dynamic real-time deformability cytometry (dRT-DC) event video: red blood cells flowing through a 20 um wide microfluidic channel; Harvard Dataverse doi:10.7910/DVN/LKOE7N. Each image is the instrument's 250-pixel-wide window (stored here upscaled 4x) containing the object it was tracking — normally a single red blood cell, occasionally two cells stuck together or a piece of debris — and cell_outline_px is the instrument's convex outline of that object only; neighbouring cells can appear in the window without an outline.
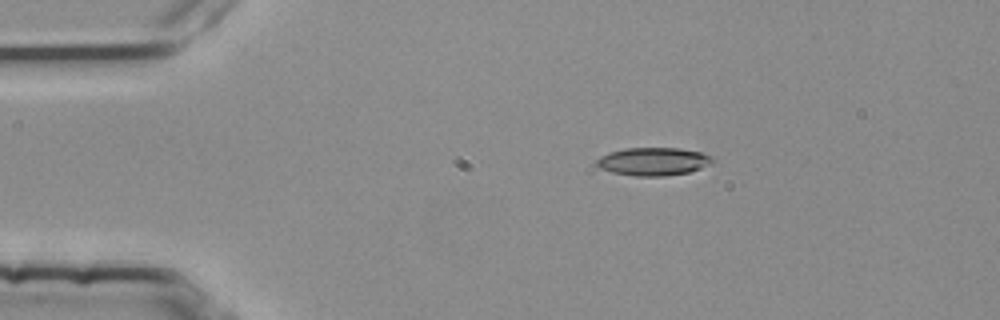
{"species": "common noctule bat (a hibernating species)", "species_latin": "Nyctalus noctula", "temperature_condition": "room temperature", "stored_images_in_passage": 4, "camera_frame_rate_fps": 3000, "um_per_image_px": 0.085, "animal": {"sex": "female", "body_mass_g": 25.1}, "frame": {"image": 1, "passage_image": 2, "time_ms": 0.333, "image_size_px": [1000, 320], "cell_outline_px": [[716, 160], [700, 168], [688, 172], [664, 176], [636, 176], [612, 172], [600, 168], [596, 164], [596, 160], [600, 156], [608, 152], [624, 148], [680, 148], [700, 152], [712, 156]], "centroid_in_image_um": [55.51, 13.71], "position_along_channel_um": 29.5, "area_um2": 18.9}}
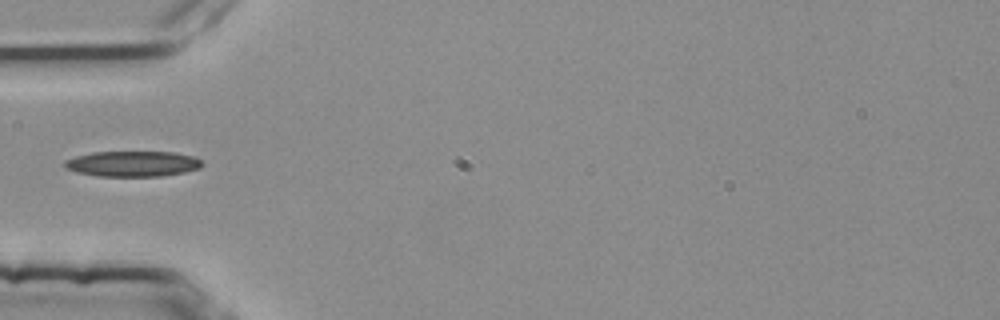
{"frame": {"image": 2, "passage_image": 4, "time_ms": 1.0, "image_size_px": [1000, 320], "cell_outline_px": [[200, 168], [184, 172], [160, 176], [100, 176], [76, 172], [64, 168], [64, 160], [76, 156], [92, 152], [172, 152], [192, 156], [200, 160]], "centroid_in_image_um": [11.21, 13.92], "position_along_channel_um": 73.8, "area_um2": 20.29}}